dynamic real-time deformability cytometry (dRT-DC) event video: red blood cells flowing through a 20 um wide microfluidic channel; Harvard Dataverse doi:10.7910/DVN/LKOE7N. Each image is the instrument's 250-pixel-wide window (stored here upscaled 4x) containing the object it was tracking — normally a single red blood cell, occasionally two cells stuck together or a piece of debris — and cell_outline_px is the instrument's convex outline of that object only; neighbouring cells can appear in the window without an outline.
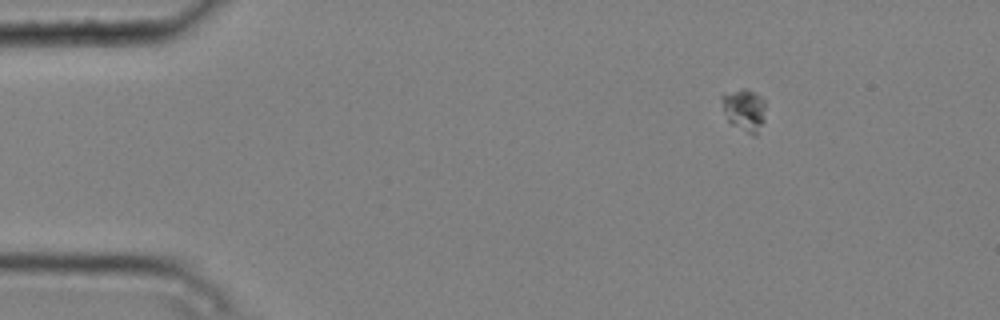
{"species": "common noctule bat (a hibernating species)", "species_latin": "Nyctalus noctula", "temperature_condition": "cold", "stored_images_in_passage": 8, "camera_frame_rate_fps": 3000, "um_per_image_px": 0.085, "animal": {"sex": "male", "body_mass_g": 20.4}, "frame": {"image": 1, "passage_image": 3, "time_ms": 0.667, "image_size_px": [1000, 320], "cell_outline_px": [[764, 120], [756, 136], [752, 136], [732, 124], [728, 120], [720, 96], [744, 88], [748, 88], [760, 96], [764, 100]], "centroid_in_image_um": [63.29, 9.36], "position_along_channel_um": 21.7, "area_um2": 10.58}}
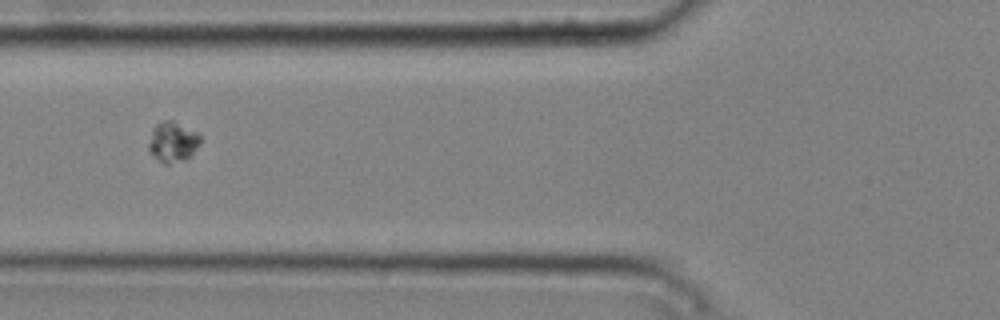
{"frame": {"image": 2, "passage_image": 7, "time_ms": 2.0, "image_size_px": [1000, 320], "cell_outline_px": [[200, 144], [184, 160], [168, 164], [164, 164], [148, 148], [148, 144], [152, 128], [156, 124], [164, 120], [172, 120], [196, 132], [200, 136]], "centroid_in_image_um": [14.67, 12.04], "position_along_channel_um": 111.1, "area_um2": 11.79}}
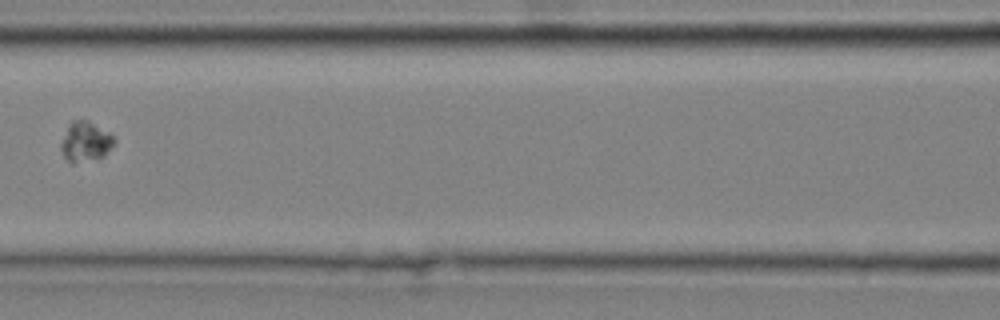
{"frame": {"image": 3, "passage_image": 8, "time_ms": 2.333, "image_size_px": [1000, 320], "cell_outline_px": [[116, 140], [104, 156], [72, 164], [64, 156], [60, 148], [60, 144], [68, 124], [72, 120], [88, 120], [108, 132]], "centroid_in_image_um": [7.23, 12.03], "position_along_channel_um": 159.4, "area_um2": 12.25}}